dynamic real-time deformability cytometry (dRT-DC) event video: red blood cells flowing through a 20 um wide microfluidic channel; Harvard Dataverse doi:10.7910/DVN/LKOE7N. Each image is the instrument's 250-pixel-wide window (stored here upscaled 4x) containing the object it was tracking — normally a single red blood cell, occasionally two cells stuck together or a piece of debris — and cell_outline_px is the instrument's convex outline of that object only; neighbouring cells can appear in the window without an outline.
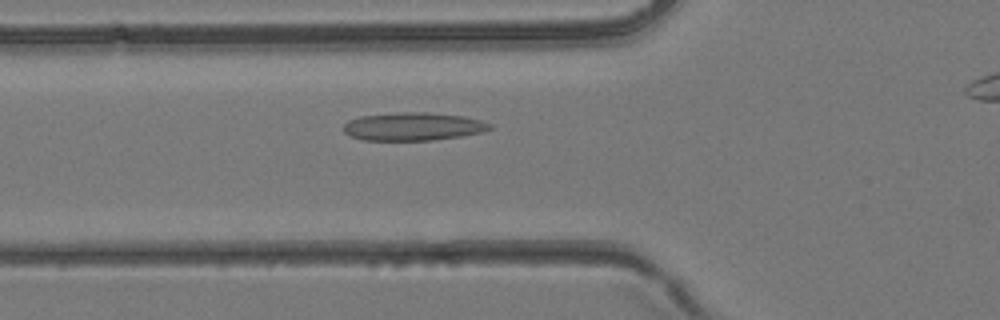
{"species": "common noctule bat (a hibernating species)", "species_latin": "Nyctalus noctula", "temperature_condition": "room temperature", "stored_images_in_passage": 35, "camera_frame_rate_fps": 3000, "um_per_image_px": 0.085, "animal": {"sex": "female", "body_mass_g": 24.6, "forearm_length_mm": 56.2}, "frame": {"image": 1, "passage_image": 13, "time_ms": 4.0, "image_size_px": [1000, 320], "cell_outline_px": [[492, 128], [484, 132], [460, 136], [432, 140], [364, 140], [348, 136], [344, 132], [344, 124], [348, 120], [360, 116], [396, 112], [428, 112], [464, 116], [480, 120], [492, 124]], "centroid_in_image_um": [35.1, 10.75], "position_along_channel_um": 90.7, "area_um2": 24.1}}
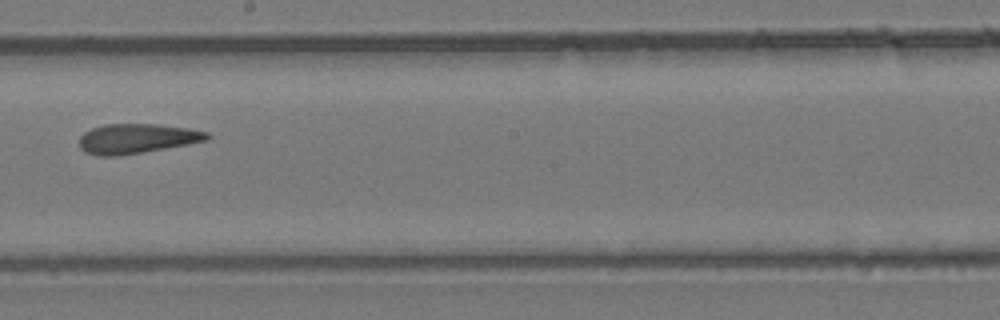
{"frame": {"image": 2, "passage_image": 22, "time_ms": 7.0, "image_size_px": [1000, 320], "cell_outline_px": [[212, 136], [208, 140], [188, 144], [116, 156], [96, 156], [84, 152], [80, 148], [80, 136], [84, 132], [92, 128], [104, 124], [160, 124], [188, 128], [208, 132]], "centroid_in_image_um": [11.62, 11.77], "position_along_channel_um": 236.6, "area_um2": 22.14}}
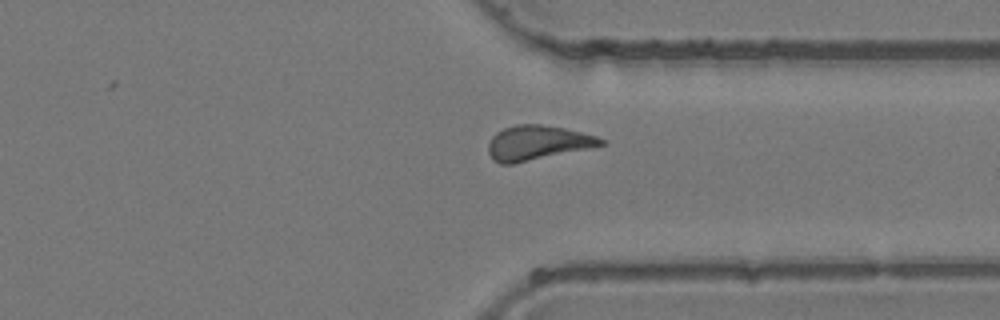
{"frame": {"image": 3, "passage_image": 30, "time_ms": 9.667, "image_size_px": [1000, 320], "cell_outline_px": [[604, 144], [512, 164], [500, 164], [492, 160], [488, 152], [488, 144], [492, 136], [496, 132], [504, 128], [516, 124], [540, 124], [564, 128], [596, 136], [604, 140]], "centroid_in_image_um": [45.59, 12.13], "position_along_channel_um": 365.8, "area_um2": 22.25}}